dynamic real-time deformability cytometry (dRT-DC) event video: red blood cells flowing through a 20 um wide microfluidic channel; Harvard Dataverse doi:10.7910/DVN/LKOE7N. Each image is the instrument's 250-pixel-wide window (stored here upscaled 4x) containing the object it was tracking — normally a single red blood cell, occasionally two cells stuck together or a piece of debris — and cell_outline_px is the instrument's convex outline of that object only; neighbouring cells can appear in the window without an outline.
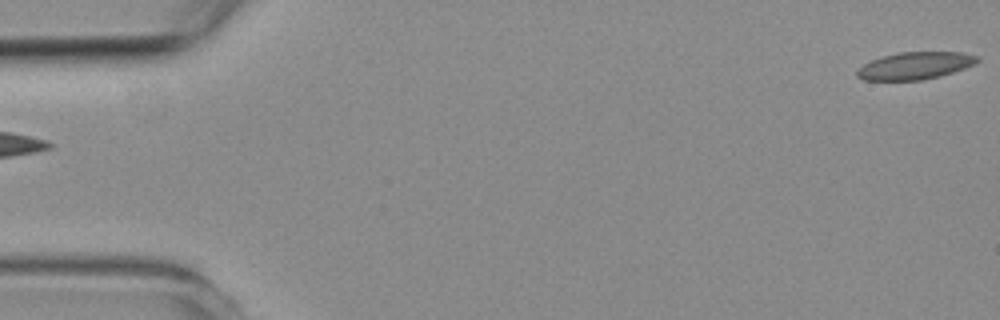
{"species": "common noctule bat (a hibernating species)", "species_latin": "Nyctalus noctula", "temperature_condition": "room temperature", "stored_images_in_passage": 2, "segment_of_instrument_passage": [2, 2], "camera_frame_rate_fps": 3000, "um_per_image_px": 0.085, "animal": {"sex": "female", "body_mass_g": 19.3, "forearm_length_mm": 54.1}, "frame": {"image": 1, "passage_image": 2, "time_ms": 1.0, "image_size_px": [1000, 320], "cell_outline_px": [[980, 60], [964, 68], [940, 76], [924, 80], [864, 80], [856, 76], [856, 72], [864, 64], [872, 60], [884, 56], [900, 52], [964, 52], [976, 56]], "centroid_in_image_um": [77.77, 5.59], "position_along_channel_um": 7.2, "area_um2": 18.9}}